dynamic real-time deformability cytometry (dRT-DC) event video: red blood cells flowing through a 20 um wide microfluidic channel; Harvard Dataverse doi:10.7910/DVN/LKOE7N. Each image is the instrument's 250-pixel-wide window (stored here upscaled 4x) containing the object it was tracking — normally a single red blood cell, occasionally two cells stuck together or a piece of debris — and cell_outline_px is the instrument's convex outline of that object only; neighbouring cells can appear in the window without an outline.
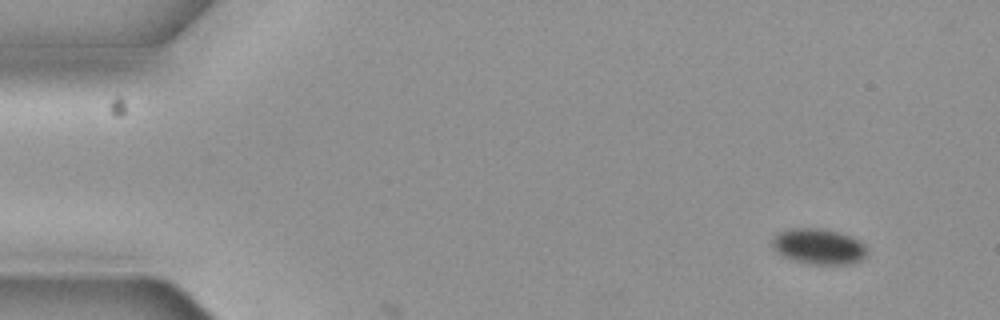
{"species": "common noctule bat (a hibernating species)", "species_latin": "Nyctalus noctula", "temperature_condition": "cold", "stored_images_in_passage": 9, "camera_frame_rate_fps": 3000, "um_per_image_px": 0.085, "animal": {"sex": "female", "body_mass_g": 19.3, "forearm_length_mm": 54.1}, "frame": {"image": 1, "passage_image": 1, "time_ms": 0.0, "image_size_px": [1000, 320], "cell_outline_px": [[868, 252], [860, 260], [848, 264], [808, 264], [792, 260], [776, 252], [772, 248], [772, 240], [780, 232], [792, 228], [824, 228], [840, 232], [852, 236], [860, 240], [864, 244]], "centroid_in_image_um": [69.6, 20.94], "position_along_channel_um": 15.4, "area_um2": 19.83}}
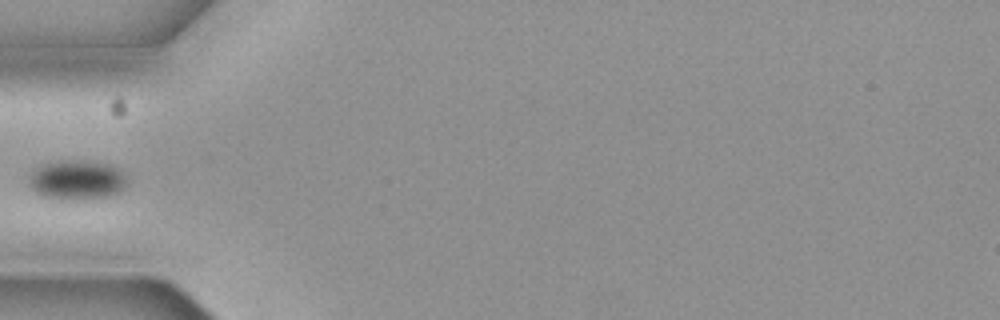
{"frame": {"image": 2, "passage_image": 4, "time_ms": 1.0, "image_size_px": [1000, 320], "cell_outline_px": [[128, 184], [120, 192], [108, 196], [72, 200], [64, 200], [44, 196], [36, 192], [28, 184], [32, 168], [44, 164], [60, 160], [80, 160], [108, 164], [120, 168], [128, 180]], "centroid_in_image_um": [6.55, 15.29], "position_along_channel_um": 78.5, "area_um2": 22.89}}
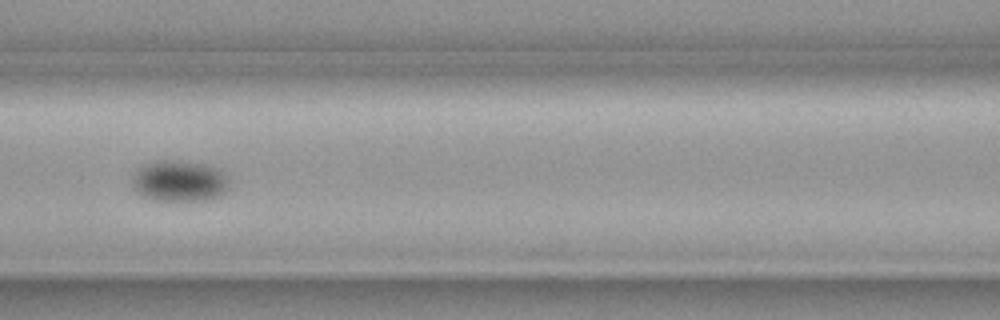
{"frame": {"image": 3, "passage_image": 6, "time_ms": 1.667, "image_size_px": [1000, 320], "cell_outline_px": [[228, 188], [224, 192], [212, 200], [156, 200], [144, 196], [136, 192], [132, 188], [132, 176], [136, 168], [144, 164], [156, 160], [180, 160], [208, 164], [220, 168], [224, 172], [228, 180]], "centroid_in_image_um": [15.24, 15.36], "position_along_channel_um": 151.4, "area_um2": 23.76}}